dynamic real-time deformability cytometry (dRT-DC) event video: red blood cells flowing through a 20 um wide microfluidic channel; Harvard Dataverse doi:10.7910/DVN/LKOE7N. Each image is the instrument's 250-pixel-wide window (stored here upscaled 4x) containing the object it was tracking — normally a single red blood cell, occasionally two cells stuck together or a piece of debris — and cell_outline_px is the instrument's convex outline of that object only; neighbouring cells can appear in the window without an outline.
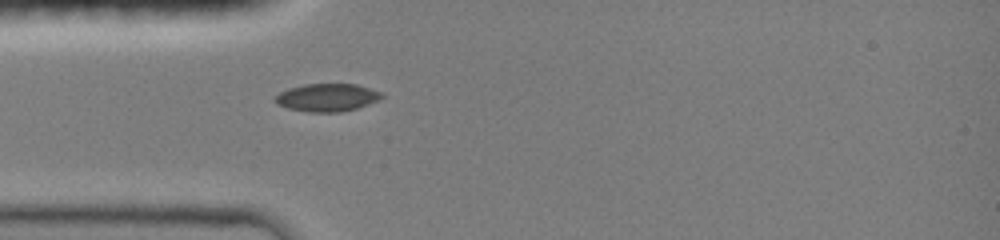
{"species": "common noctule bat (a hibernating species)", "species_latin": "Nyctalus noctula", "temperature_condition": "room temperature", "stored_images_in_passage": 34, "camera_frame_rate_fps": 3000, "um_per_image_px": 0.085, "animal": {"sex": "female", "body_mass_g": 19.0, "forearm_length_mm": 51.5}, "frame": {"image": 1, "passage_image": 1, "time_ms": 0.0, "image_size_px": [1000, 240], "cell_outline_px": [[384, 96], [368, 104], [356, 108], [340, 112], [308, 112], [288, 108], [276, 104], [272, 100], [280, 92], [288, 88], [304, 84], [356, 84], [380, 92]], "centroid_in_image_um": [27.74, 8.29], "position_along_channel_um": 57.3, "area_um2": 17.17}}
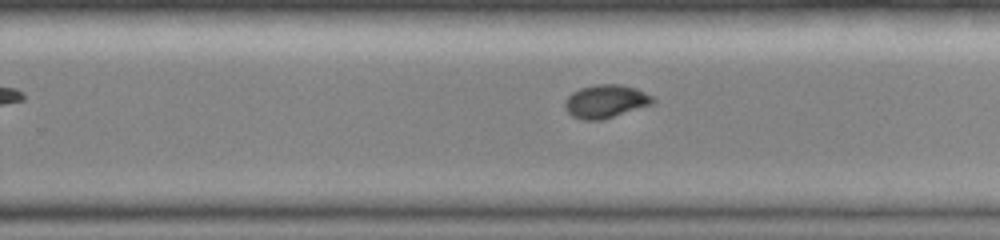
{"frame": {"image": 2, "passage_image": 17, "time_ms": 5.333, "image_size_px": [1000, 240], "cell_outline_px": [[656, 100], [652, 104], [600, 120], [584, 120], [572, 116], [564, 108], [564, 100], [572, 92], [580, 88], [596, 84], [620, 84], [636, 88], [652, 96]], "centroid_in_image_um": [51.45, 8.6], "position_along_channel_um": 278.3, "area_um2": 16.94}}
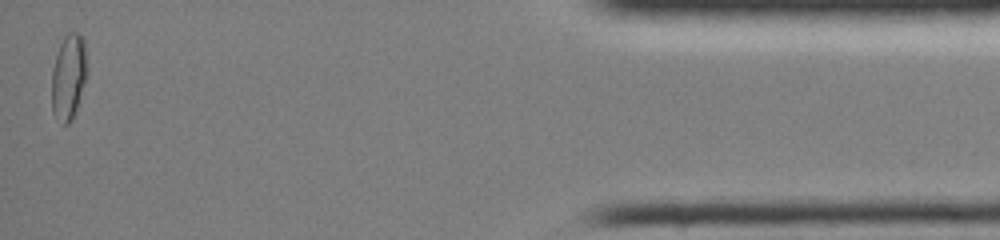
{"frame": {"image": 3, "passage_image": 33, "time_ms": 10.667, "image_size_px": [1000, 240], "cell_outline_px": [[88, 68], [84, 84], [76, 112], [72, 120], [68, 124], [64, 124], [52, 112], [52, 68], [60, 44], [64, 36], [68, 32], [76, 32], [84, 36]], "centroid_in_image_um": [5.85, 6.49], "position_along_channel_um": 429.3, "area_um2": 17.86}, "authors_computed_cell_mechanics": {"area_um2": 16.9643, "velocity_mm_per_s": 4.1914, "shape_relaxation_time_tau1_ms": 9.0905, "shape_relaxation_time_tau2_ms": null, "deformation_change_tau1": 0.2216, "deformation_change_tau2": null}}